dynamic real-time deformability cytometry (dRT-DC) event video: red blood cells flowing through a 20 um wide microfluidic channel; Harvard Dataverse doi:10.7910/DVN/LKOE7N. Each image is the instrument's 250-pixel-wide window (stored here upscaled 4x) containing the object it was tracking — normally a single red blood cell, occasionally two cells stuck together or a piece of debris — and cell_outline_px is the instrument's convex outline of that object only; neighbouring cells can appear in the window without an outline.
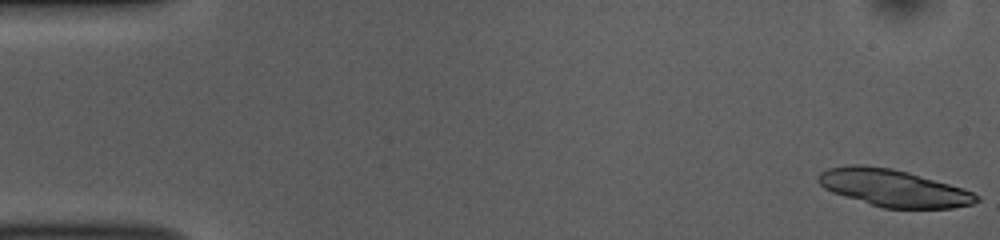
{"species": "common noctule bat (a hibernating species)", "species_latin": "Nyctalus noctula", "temperature_condition": "room temperature", "stored_images_in_passage": 52, "camera_frame_rate_fps": 3000, "um_per_image_px": 0.085, "animal": {"sex": "female", "body_mass_g": 10.0, "forearm_length_mm": 53.1}, "frame": {"image": 1, "passage_image": 1, "time_ms": 0.0, "image_size_px": [1000, 240], "cell_outline_px": [[980, 200], [972, 204], [952, 208], [884, 208], [844, 196], [832, 192], [824, 188], [816, 180], [816, 176], [820, 172], [828, 168], [848, 164], [860, 164], [892, 168], [908, 172], [964, 188], [980, 196]], "centroid_in_image_um": [75.92, 15.97], "position_along_channel_um": 9.1, "area_um2": 34.33}}
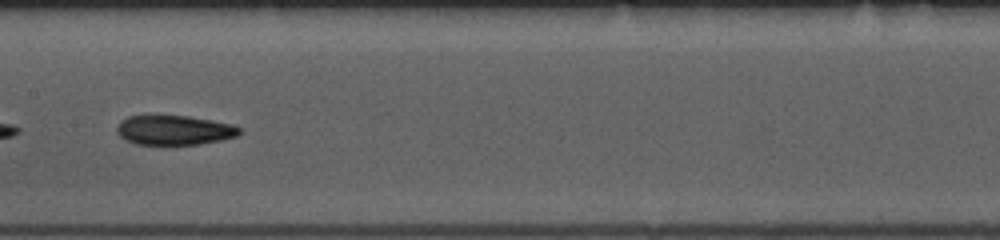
{"frame": {"image": 2, "passage_image": 26, "time_ms": 8.333, "image_size_px": [1000, 240], "cell_outline_px": [[244, 132], [236, 136], [220, 140], [196, 144], [136, 144], [120, 136], [116, 132], [116, 128], [120, 120], [128, 116], [188, 116], [212, 120], [232, 124], [240, 128]], "centroid_in_image_um": [14.82, 11.05], "position_along_channel_um": 192.6, "area_um2": 20.98}}
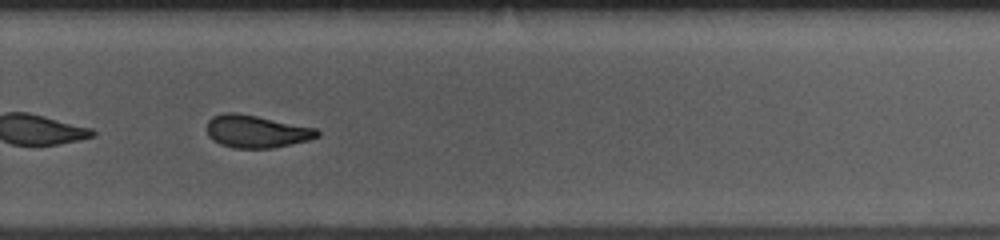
{"frame": {"image": 3, "passage_image": 35, "time_ms": 11.333, "image_size_px": [1000, 240], "cell_outline_px": [[320, 136], [308, 140], [272, 148], [236, 148], [220, 144], [212, 140], [208, 136], [208, 120], [212, 116], [224, 112], [236, 112], [316, 128], [320, 132]], "centroid_in_image_um": [21.78, 11.17], "position_along_channel_um": 308.0, "area_um2": 20.87}, "authors_computed_cell_mechanics": {"area_um2": 21.8484, "velocity_mm_per_s": 3.8663, "shape_relaxation_time_tau1_ms": 6.8281, "shape_relaxation_time_tau2_ms": 4.1581, "deformation_change_tau1": 0.196, "deformation_change_tau2": 0.1192}}